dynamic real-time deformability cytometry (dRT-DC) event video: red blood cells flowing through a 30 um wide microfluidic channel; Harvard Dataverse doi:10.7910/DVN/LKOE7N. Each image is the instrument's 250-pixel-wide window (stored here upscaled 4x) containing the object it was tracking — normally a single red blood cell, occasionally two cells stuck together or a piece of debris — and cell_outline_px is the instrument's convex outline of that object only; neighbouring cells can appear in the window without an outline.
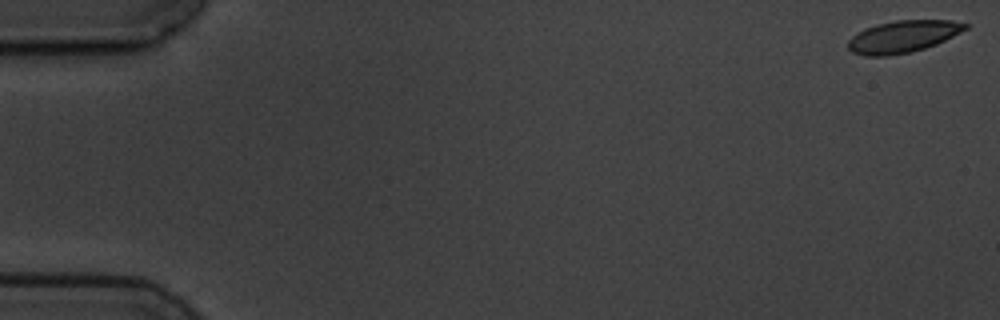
{"species": "common noctule bat (a hibernating species)", "species_latin": "Nyctalus noctula", "temperature_condition": "cold", "stored_images_in_passage": 6, "camera_frame_rate_fps": 3000, "um_per_image_px": 0.085, "animal": {"sex": "male", "body_mass_g": 19.5, "forearm_length_mm": 54.6}, "frame": {"image": 1, "passage_image": 1, "time_ms": 0.0, "image_size_px": [1000, 320], "cell_outline_px": [[972, 24], [968, 28], [936, 44], [912, 52], [888, 56], [864, 56], [852, 52], [848, 48], [848, 40], [852, 36], [864, 28], [876, 24], [896, 20], [952, 20]], "centroid_in_image_um": [76.74, 3.1], "position_along_channel_um": 8.3, "area_um2": 22.02}}
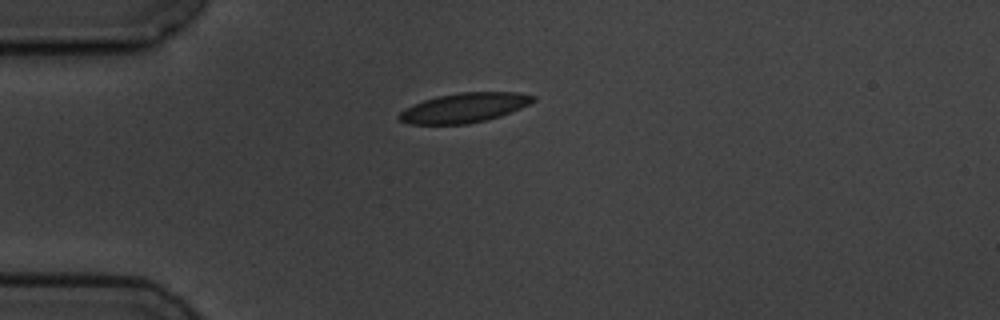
{"frame": {"image": 2, "passage_image": 5, "time_ms": 4.667, "image_size_px": [1000, 320], "cell_outline_px": [[536, 100], [520, 108], [500, 116], [468, 124], [408, 124], [400, 120], [396, 116], [404, 108], [412, 104], [436, 96], [460, 92], [516, 92], [536, 96]], "centroid_in_image_um": [39.42, 9.15], "position_along_channel_um": 45.6, "area_um2": 23.12}}